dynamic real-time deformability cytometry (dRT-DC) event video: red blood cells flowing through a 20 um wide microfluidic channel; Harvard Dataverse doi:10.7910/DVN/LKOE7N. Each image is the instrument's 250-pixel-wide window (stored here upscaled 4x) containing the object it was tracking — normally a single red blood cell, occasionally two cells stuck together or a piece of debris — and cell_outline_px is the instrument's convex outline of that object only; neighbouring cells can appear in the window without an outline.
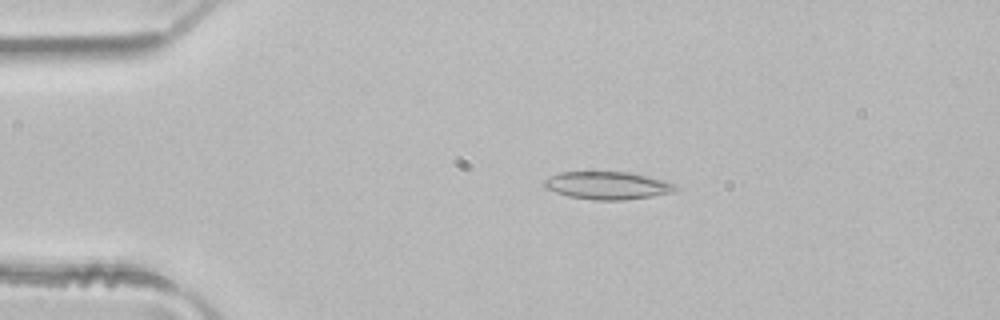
{"species": "common noctule bat (a hibernating species)", "species_latin": "Nyctalus noctula", "temperature_condition": "room temperature", "stored_images_in_passage": 4, "camera_frame_rate_fps": 3000, "um_per_image_px": 0.085, "animal": {"sex": "male", "body_mass_g": 21.5, "forearm_length_mm": 52.0}, "frame": {"image": 1, "passage_image": 3, "time_ms": 0.667, "image_size_px": [1000, 320], "cell_outline_px": [[680, 188], [672, 192], [652, 196], [624, 200], [592, 200], [568, 196], [544, 188], [544, 180], [560, 172], [628, 172], [648, 176], [664, 180], [676, 184]], "centroid_in_image_um": [51.66, 15.77], "position_along_channel_um": 33.3, "area_um2": 21.21}}